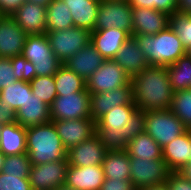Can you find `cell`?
Segmentation results:
<instances>
[{"mask_svg": "<svg viewBox=\"0 0 191 190\" xmlns=\"http://www.w3.org/2000/svg\"><path fill=\"white\" fill-rule=\"evenodd\" d=\"M108 1H129V0H108Z\"/></svg>", "mask_w": 191, "mask_h": 190, "instance_id": "f5cc1de1", "label": "cell"}, {"mask_svg": "<svg viewBox=\"0 0 191 190\" xmlns=\"http://www.w3.org/2000/svg\"><path fill=\"white\" fill-rule=\"evenodd\" d=\"M67 167V157L63 160L32 165L29 173L32 190H54L65 185Z\"/></svg>", "mask_w": 191, "mask_h": 190, "instance_id": "7c38bea8", "label": "cell"}, {"mask_svg": "<svg viewBox=\"0 0 191 190\" xmlns=\"http://www.w3.org/2000/svg\"><path fill=\"white\" fill-rule=\"evenodd\" d=\"M16 81L10 58L0 57V90Z\"/></svg>", "mask_w": 191, "mask_h": 190, "instance_id": "ab89813d", "label": "cell"}, {"mask_svg": "<svg viewBox=\"0 0 191 190\" xmlns=\"http://www.w3.org/2000/svg\"><path fill=\"white\" fill-rule=\"evenodd\" d=\"M54 82L57 96L80 92L86 88V81L64 65L54 74Z\"/></svg>", "mask_w": 191, "mask_h": 190, "instance_id": "4dcf8cb0", "label": "cell"}, {"mask_svg": "<svg viewBox=\"0 0 191 190\" xmlns=\"http://www.w3.org/2000/svg\"><path fill=\"white\" fill-rule=\"evenodd\" d=\"M132 34L156 35L170 24V15L151 8L131 7Z\"/></svg>", "mask_w": 191, "mask_h": 190, "instance_id": "e0dca14e", "label": "cell"}, {"mask_svg": "<svg viewBox=\"0 0 191 190\" xmlns=\"http://www.w3.org/2000/svg\"><path fill=\"white\" fill-rule=\"evenodd\" d=\"M29 83L34 96H37L47 105L50 106L57 97L54 75L35 76Z\"/></svg>", "mask_w": 191, "mask_h": 190, "instance_id": "836d02e7", "label": "cell"}, {"mask_svg": "<svg viewBox=\"0 0 191 190\" xmlns=\"http://www.w3.org/2000/svg\"><path fill=\"white\" fill-rule=\"evenodd\" d=\"M167 67L173 92L191 87V57L186 54Z\"/></svg>", "mask_w": 191, "mask_h": 190, "instance_id": "f546056e", "label": "cell"}, {"mask_svg": "<svg viewBox=\"0 0 191 190\" xmlns=\"http://www.w3.org/2000/svg\"><path fill=\"white\" fill-rule=\"evenodd\" d=\"M170 110L191 129V89L174 92Z\"/></svg>", "mask_w": 191, "mask_h": 190, "instance_id": "d6a6232c", "label": "cell"}, {"mask_svg": "<svg viewBox=\"0 0 191 190\" xmlns=\"http://www.w3.org/2000/svg\"><path fill=\"white\" fill-rule=\"evenodd\" d=\"M25 0H0V11L3 16H11Z\"/></svg>", "mask_w": 191, "mask_h": 190, "instance_id": "ee69618b", "label": "cell"}, {"mask_svg": "<svg viewBox=\"0 0 191 190\" xmlns=\"http://www.w3.org/2000/svg\"><path fill=\"white\" fill-rule=\"evenodd\" d=\"M28 34L11 16L0 19V57L12 58L22 55Z\"/></svg>", "mask_w": 191, "mask_h": 190, "instance_id": "2e32d148", "label": "cell"}, {"mask_svg": "<svg viewBox=\"0 0 191 190\" xmlns=\"http://www.w3.org/2000/svg\"><path fill=\"white\" fill-rule=\"evenodd\" d=\"M0 152L5 156L26 153V128L18 122L3 124L0 132Z\"/></svg>", "mask_w": 191, "mask_h": 190, "instance_id": "d4e9b609", "label": "cell"}, {"mask_svg": "<svg viewBox=\"0 0 191 190\" xmlns=\"http://www.w3.org/2000/svg\"><path fill=\"white\" fill-rule=\"evenodd\" d=\"M145 132V112L132 102L115 106L96 122V134L107 151H124L127 142Z\"/></svg>", "mask_w": 191, "mask_h": 190, "instance_id": "6da1fadb", "label": "cell"}, {"mask_svg": "<svg viewBox=\"0 0 191 190\" xmlns=\"http://www.w3.org/2000/svg\"><path fill=\"white\" fill-rule=\"evenodd\" d=\"M181 174H183L189 181H191V162L186 164L182 170L179 171Z\"/></svg>", "mask_w": 191, "mask_h": 190, "instance_id": "bcb514c9", "label": "cell"}, {"mask_svg": "<svg viewBox=\"0 0 191 190\" xmlns=\"http://www.w3.org/2000/svg\"><path fill=\"white\" fill-rule=\"evenodd\" d=\"M117 28L132 36L133 21L129 1L100 0L94 30Z\"/></svg>", "mask_w": 191, "mask_h": 190, "instance_id": "52a82bcc", "label": "cell"}, {"mask_svg": "<svg viewBox=\"0 0 191 190\" xmlns=\"http://www.w3.org/2000/svg\"><path fill=\"white\" fill-rule=\"evenodd\" d=\"M26 153L32 165L63 160L67 150L53 121L26 128Z\"/></svg>", "mask_w": 191, "mask_h": 190, "instance_id": "3957f363", "label": "cell"}, {"mask_svg": "<svg viewBox=\"0 0 191 190\" xmlns=\"http://www.w3.org/2000/svg\"><path fill=\"white\" fill-rule=\"evenodd\" d=\"M130 78L148 66L146 57L133 36L122 45L113 59Z\"/></svg>", "mask_w": 191, "mask_h": 190, "instance_id": "cb8c5ba5", "label": "cell"}, {"mask_svg": "<svg viewBox=\"0 0 191 190\" xmlns=\"http://www.w3.org/2000/svg\"><path fill=\"white\" fill-rule=\"evenodd\" d=\"M105 179H130V157L126 151H107L102 163Z\"/></svg>", "mask_w": 191, "mask_h": 190, "instance_id": "83f0119b", "label": "cell"}, {"mask_svg": "<svg viewBox=\"0 0 191 190\" xmlns=\"http://www.w3.org/2000/svg\"><path fill=\"white\" fill-rule=\"evenodd\" d=\"M188 128L170 110H152L145 112V132L163 148L176 137L184 134Z\"/></svg>", "mask_w": 191, "mask_h": 190, "instance_id": "8992f818", "label": "cell"}, {"mask_svg": "<svg viewBox=\"0 0 191 190\" xmlns=\"http://www.w3.org/2000/svg\"><path fill=\"white\" fill-rule=\"evenodd\" d=\"M187 54L191 57V47L187 50Z\"/></svg>", "mask_w": 191, "mask_h": 190, "instance_id": "816d5d0a", "label": "cell"}, {"mask_svg": "<svg viewBox=\"0 0 191 190\" xmlns=\"http://www.w3.org/2000/svg\"><path fill=\"white\" fill-rule=\"evenodd\" d=\"M133 102L132 86H121L102 93H90V114L97 122L115 106L129 105Z\"/></svg>", "mask_w": 191, "mask_h": 190, "instance_id": "5bb4252c", "label": "cell"}, {"mask_svg": "<svg viewBox=\"0 0 191 190\" xmlns=\"http://www.w3.org/2000/svg\"><path fill=\"white\" fill-rule=\"evenodd\" d=\"M22 55L34 64L36 76H52L63 65L52 52L46 34L28 35Z\"/></svg>", "mask_w": 191, "mask_h": 190, "instance_id": "5b68a950", "label": "cell"}, {"mask_svg": "<svg viewBox=\"0 0 191 190\" xmlns=\"http://www.w3.org/2000/svg\"><path fill=\"white\" fill-rule=\"evenodd\" d=\"M106 153L107 150L95 133L87 140L67 151L68 165L77 167L102 165Z\"/></svg>", "mask_w": 191, "mask_h": 190, "instance_id": "9a60e30c", "label": "cell"}, {"mask_svg": "<svg viewBox=\"0 0 191 190\" xmlns=\"http://www.w3.org/2000/svg\"><path fill=\"white\" fill-rule=\"evenodd\" d=\"M28 92H32L30 83L17 80L0 90V99H4V102L16 112L21 106H24L28 99Z\"/></svg>", "mask_w": 191, "mask_h": 190, "instance_id": "1f68e13d", "label": "cell"}, {"mask_svg": "<svg viewBox=\"0 0 191 190\" xmlns=\"http://www.w3.org/2000/svg\"><path fill=\"white\" fill-rule=\"evenodd\" d=\"M165 183L169 190H191V181L180 172H171Z\"/></svg>", "mask_w": 191, "mask_h": 190, "instance_id": "60d3db41", "label": "cell"}, {"mask_svg": "<svg viewBox=\"0 0 191 190\" xmlns=\"http://www.w3.org/2000/svg\"><path fill=\"white\" fill-rule=\"evenodd\" d=\"M104 179L102 165L85 167L68 165L65 185L76 190H99Z\"/></svg>", "mask_w": 191, "mask_h": 190, "instance_id": "ac0fdd59", "label": "cell"}, {"mask_svg": "<svg viewBox=\"0 0 191 190\" xmlns=\"http://www.w3.org/2000/svg\"><path fill=\"white\" fill-rule=\"evenodd\" d=\"M130 36L127 31L114 27L104 30H93L90 43L105 60L114 59L118 50Z\"/></svg>", "mask_w": 191, "mask_h": 190, "instance_id": "7402d4cb", "label": "cell"}, {"mask_svg": "<svg viewBox=\"0 0 191 190\" xmlns=\"http://www.w3.org/2000/svg\"><path fill=\"white\" fill-rule=\"evenodd\" d=\"M46 24V32L74 27L70 9L63 0H53L46 7Z\"/></svg>", "mask_w": 191, "mask_h": 190, "instance_id": "f1b7e54d", "label": "cell"}, {"mask_svg": "<svg viewBox=\"0 0 191 190\" xmlns=\"http://www.w3.org/2000/svg\"><path fill=\"white\" fill-rule=\"evenodd\" d=\"M133 102L138 110L170 109L173 90L166 66L148 65L131 78Z\"/></svg>", "mask_w": 191, "mask_h": 190, "instance_id": "7a4b0ae2", "label": "cell"}, {"mask_svg": "<svg viewBox=\"0 0 191 190\" xmlns=\"http://www.w3.org/2000/svg\"><path fill=\"white\" fill-rule=\"evenodd\" d=\"M90 92L83 91L57 96L50 105L51 121L91 118Z\"/></svg>", "mask_w": 191, "mask_h": 190, "instance_id": "30bf717a", "label": "cell"}, {"mask_svg": "<svg viewBox=\"0 0 191 190\" xmlns=\"http://www.w3.org/2000/svg\"><path fill=\"white\" fill-rule=\"evenodd\" d=\"M162 158L171 172H179L191 160V129L162 148Z\"/></svg>", "mask_w": 191, "mask_h": 190, "instance_id": "44dd1931", "label": "cell"}, {"mask_svg": "<svg viewBox=\"0 0 191 190\" xmlns=\"http://www.w3.org/2000/svg\"><path fill=\"white\" fill-rule=\"evenodd\" d=\"M17 122L25 128L37 126L51 121L50 106L28 92V99L24 106L16 111Z\"/></svg>", "mask_w": 191, "mask_h": 190, "instance_id": "603a6c76", "label": "cell"}, {"mask_svg": "<svg viewBox=\"0 0 191 190\" xmlns=\"http://www.w3.org/2000/svg\"><path fill=\"white\" fill-rule=\"evenodd\" d=\"M141 190H169L166 183L153 185L151 187L143 188Z\"/></svg>", "mask_w": 191, "mask_h": 190, "instance_id": "7dc6e473", "label": "cell"}, {"mask_svg": "<svg viewBox=\"0 0 191 190\" xmlns=\"http://www.w3.org/2000/svg\"><path fill=\"white\" fill-rule=\"evenodd\" d=\"M5 158L6 156L2 152H0V172L2 171V168L4 166Z\"/></svg>", "mask_w": 191, "mask_h": 190, "instance_id": "681fc988", "label": "cell"}, {"mask_svg": "<svg viewBox=\"0 0 191 190\" xmlns=\"http://www.w3.org/2000/svg\"><path fill=\"white\" fill-rule=\"evenodd\" d=\"M0 190H32L29 178H18L0 172Z\"/></svg>", "mask_w": 191, "mask_h": 190, "instance_id": "f35d334b", "label": "cell"}, {"mask_svg": "<svg viewBox=\"0 0 191 190\" xmlns=\"http://www.w3.org/2000/svg\"><path fill=\"white\" fill-rule=\"evenodd\" d=\"M132 36L144 53L148 65L169 66L187 54L186 48L170 26L156 35Z\"/></svg>", "mask_w": 191, "mask_h": 190, "instance_id": "277c9868", "label": "cell"}, {"mask_svg": "<svg viewBox=\"0 0 191 190\" xmlns=\"http://www.w3.org/2000/svg\"><path fill=\"white\" fill-rule=\"evenodd\" d=\"M16 80L30 82L35 76L34 64L23 55L10 58Z\"/></svg>", "mask_w": 191, "mask_h": 190, "instance_id": "8d00e7d4", "label": "cell"}, {"mask_svg": "<svg viewBox=\"0 0 191 190\" xmlns=\"http://www.w3.org/2000/svg\"><path fill=\"white\" fill-rule=\"evenodd\" d=\"M17 122L16 112L9 104L4 102V99H0V124H9Z\"/></svg>", "mask_w": 191, "mask_h": 190, "instance_id": "7bdbcfd3", "label": "cell"}, {"mask_svg": "<svg viewBox=\"0 0 191 190\" xmlns=\"http://www.w3.org/2000/svg\"><path fill=\"white\" fill-rule=\"evenodd\" d=\"M104 61L102 55L89 43L63 62V65L87 81Z\"/></svg>", "mask_w": 191, "mask_h": 190, "instance_id": "ffe728a7", "label": "cell"}, {"mask_svg": "<svg viewBox=\"0 0 191 190\" xmlns=\"http://www.w3.org/2000/svg\"><path fill=\"white\" fill-rule=\"evenodd\" d=\"M126 153L130 158L146 159H163L162 148L146 132L138 134L132 140L127 142Z\"/></svg>", "mask_w": 191, "mask_h": 190, "instance_id": "4316f807", "label": "cell"}, {"mask_svg": "<svg viewBox=\"0 0 191 190\" xmlns=\"http://www.w3.org/2000/svg\"><path fill=\"white\" fill-rule=\"evenodd\" d=\"M99 190H136L130 179H104Z\"/></svg>", "mask_w": 191, "mask_h": 190, "instance_id": "b9f144b4", "label": "cell"}, {"mask_svg": "<svg viewBox=\"0 0 191 190\" xmlns=\"http://www.w3.org/2000/svg\"><path fill=\"white\" fill-rule=\"evenodd\" d=\"M177 11L191 15V0H177Z\"/></svg>", "mask_w": 191, "mask_h": 190, "instance_id": "f6af8a7d", "label": "cell"}, {"mask_svg": "<svg viewBox=\"0 0 191 190\" xmlns=\"http://www.w3.org/2000/svg\"><path fill=\"white\" fill-rule=\"evenodd\" d=\"M53 123L67 151L96 133V122L92 118L53 120Z\"/></svg>", "mask_w": 191, "mask_h": 190, "instance_id": "4fadbf2b", "label": "cell"}, {"mask_svg": "<svg viewBox=\"0 0 191 190\" xmlns=\"http://www.w3.org/2000/svg\"><path fill=\"white\" fill-rule=\"evenodd\" d=\"M131 7L151 8L169 15L177 11V0H129Z\"/></svg>", "mask_w": 191, "mask_h": 190, "instance_id": "74e56055", "label": "cell"}, {"mask_svg": "<svg viewBox=\"0 0 191 190\" xmlns=\"http://www.w3.org/2000/svg\"><path fill=\"white\" fill-rule=\"evenodd\" d=\"M169 26L188 50L191 47V15L176 11L170 15Z\"/></svg>", "mask_w": 191, "mask_h": 190, "instance_id": "d590c367", "label": "cell"}, {"mask_svg": "<svg viewBox=\"0 0 191 190\" xmlns=\"http://www.w3.org/2000/svg\"><path fill=\"white\" fill-rule=\"evenodd\" d=\"M31 161L27 153L6 156L2 173L17 176L18 178H29Z\"/></svg>", "mask_w": 191, "mask_h": 190, "instance_id": "e575fe53", "label": "cell"}, {"mask_svg": "<svg viewBox=\"0 0 191 190\" xmlns=\"http://www.w3.org/2000/svg\"><path fill=\"white\" fill-rule=\"evenodd\" d=\"M69 7L74 27L94 30L100 0H63Z\"/></svg>", "mask_w": 191, "mask_h": 190, "instance_id": "484cf974", "label": "cell"}, {"mask_svg": "<svg viewBox=\"0 0 191 190\" xmlns=\"http://www.w3.org/2000/svg\"><path fill=\"white\" fill-rule=\"evenodd\" d=\"M121 86H132L131 78L113 59L105 60L86 81L90 93L108 92Z\"/></svg>", "mask_w": 191, "mask_h": 190, "instance_id": "8fae6325", "label": "cell"}, {"mask_svg": "<svg viewBox=\"0 0 191 190\" xmlns=\"http://www.w3.org/2000/svg\"><path fill=\"white\" fill-rule=\"evenodd\" d=\"M54 55L62 62H65L75 52L87 46L91 41V32L72 27L66 30L46 32Z\"/></svg>", "mask_w": 191, "mask_h": 190, "instance_id": "ba28073f", "label": "cell"}, {"mask_svg": "<svg viewBox=\"0 0 191 190\" xmlns=\"http://www.w3.org/2000/svg\"><path fill=\"white\" fill-rule=\"evenodd\" d=\"M53 0H25V2L42 5L47 7Z\"/></svg>", "mask_w": 191, "mask_h": 190, "instance_id": "c3c4849f", "label": "cell"}, {"mask_svg": "<svg viewBox=\"0 0 191 190\" xmlns=\"http://www.w3.org/2000/svg\"><path fill=\"white\" fill-rule=\"evenodd\" d=\"M54 190H76V189L70 188L66 185H62V186H59L58 188H56Z\"/></svg>", "mask_w": 191, "mask_h": 190, "instance_id": "f907efd6", "label": "cell"}, {"mask_svg": "<svg viewBox=\"0 0 191 190\" xmlns=\"http://www.w3.org/2000/svg\"><path fill=\"white\" fill-rule=\"evenodd\" d=\"M130 170L136 190L165 183L171 173L163 159L130 158Z\"/></svg>", "mask_w": 191, "mask_h": 190, "instance_id": "9c48e42d", "label": "cell"}, {"mask_svg": "<svg viewBox=\"0 0 191 190\" xmlns=\"http://www.w3.org/2000/svg\"><path fill=\"white\" fill-rule=\"evenodd\" d=\"M11 17L28 34H46V7L24 2Z\"/></svg>", "mask_w": 191, "mask_h": 190, "instance_id": "d6986e66", "label": "cell"}]
</instances>
